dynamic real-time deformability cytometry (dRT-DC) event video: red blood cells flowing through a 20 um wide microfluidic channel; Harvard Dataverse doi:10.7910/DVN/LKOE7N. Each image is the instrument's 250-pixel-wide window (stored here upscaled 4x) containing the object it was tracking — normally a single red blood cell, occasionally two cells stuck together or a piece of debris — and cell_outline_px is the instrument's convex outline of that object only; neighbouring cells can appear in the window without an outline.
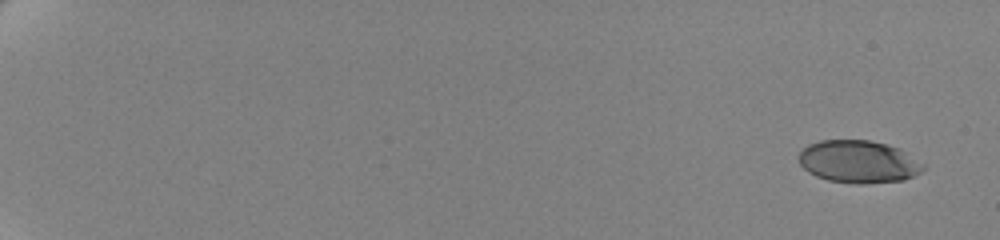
{"species": "human", "species_latin": "Homo sapiens", "temperature_condition": "cold", "stored_images_in_passage": 60, "camera_frame_rate_fps": 3000, "um_per_image_px": 0.085, "donor": {"sex": "female"}, "frame": {"image": 1, "passage_image": 1, "time_ms": 0.0, "image_size_px": [1000, 240], "cell_outline_px": [[924, 168], [920, 172], [904, 180], [860, 184], [828, 180], [816, 176], [808, 172], [800, 164], [800, 152], [808, 144], [820, 140], [868, 140], [900, 148], [924, 164]], "centroid_in_image_um": [72.97, 13.74], "position_along_channel_um": 12.0, "area_um2": 30.63}}
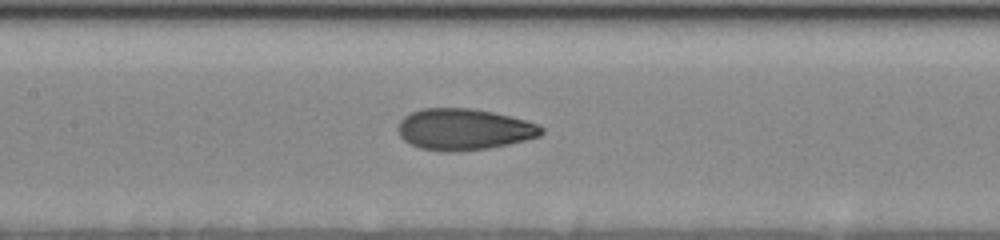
{"frame": {"image": 2, "passage_image": 32, "time_ms": 10.333, "image_size_px": [1000, 240], "cell_outline_px": [[544, 132], [540, 136], [508, 144], [488, 148], [448, 152], [420, 148], [404, 140], [400, 136], [400, 120], [404, 116], [412, 112], [424, 108], [472, 108], [492, 112], [524, 120], [536, 124], [544, 128]], "centroid_in_image_um": [39.44, 10.99], "position_along_channel_um": 168.0, "area_um2": 34.1}}
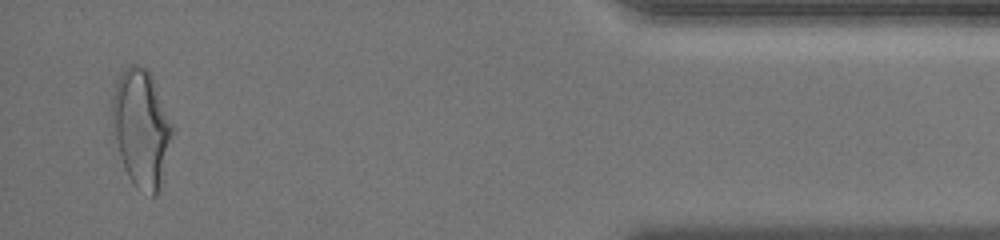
{"frame": {"image": 3, "passage_image": 58, "time_ms": 19.0, "image_size_px": [1000, 240], "cell_outline_px": [[172, 132], [160, 192], [156, 196], [152, 196], [136, 188], [132, 184], [124, 168], [120, 156], [112, 124], [112, 96], [116, 84], [124, 68], [128, 64], [136, 64], [144, 68], [152, 76], [172, 128]], "centroid_in_image_um": [11.99, 10.94], "position_along_channel_um": 423.2, "area_um2": 40.52}, "authors_computed_cell_mechanics": {"area_um2": 33.4084, "velocity_mm_per_s": 3.4995, "shape_relaxation_time_tau1_ms": 3.9279, "shape_relaxation_time_tau2_ms": 1.0154, "deformation_change_tau1": 0.1549, "deformation_change_tau2": 0.0585}}